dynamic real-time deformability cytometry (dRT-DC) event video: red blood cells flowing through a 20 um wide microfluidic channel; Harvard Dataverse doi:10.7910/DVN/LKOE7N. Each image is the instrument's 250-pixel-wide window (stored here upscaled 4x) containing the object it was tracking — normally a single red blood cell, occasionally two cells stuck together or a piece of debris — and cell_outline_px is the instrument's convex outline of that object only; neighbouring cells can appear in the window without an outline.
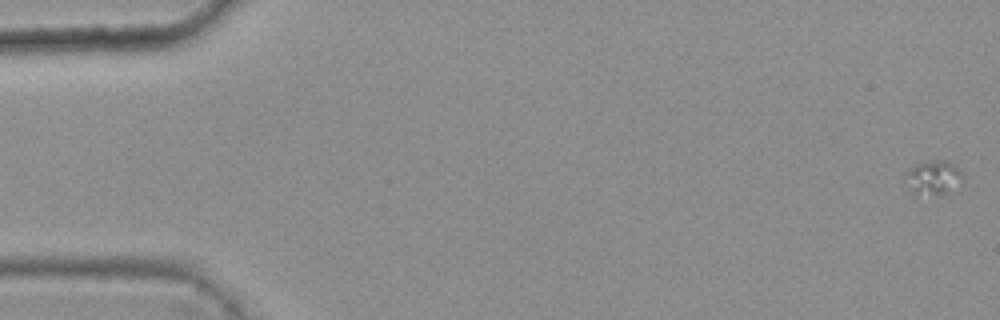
{"species": "common noctule bat (a hibernating species)", "species_latin": "Nyctalus noctula", "temperature_condition": "warm", "stored_images_in_passage": 14, "camera_frame_rate_fps": 3000, "um_per_image_px": 0.085, "animal": {"sex": "female", "body_mass_g": 25.1}, "frame": {"image": 1, "passage_image": 1, "time_ms": 0.0, "image_size_px": [1000, 320], "cell_outline_px": [[964, 176], [960, 180], [944, 192], [916, 196], [908, 188], [908, 172], [916, 164], [936, 160], [948, 160]], "centroid_in_image_um": [79.29, 15.08], "position_along_channel_um": 5.7, "area_um2": 10.58}}